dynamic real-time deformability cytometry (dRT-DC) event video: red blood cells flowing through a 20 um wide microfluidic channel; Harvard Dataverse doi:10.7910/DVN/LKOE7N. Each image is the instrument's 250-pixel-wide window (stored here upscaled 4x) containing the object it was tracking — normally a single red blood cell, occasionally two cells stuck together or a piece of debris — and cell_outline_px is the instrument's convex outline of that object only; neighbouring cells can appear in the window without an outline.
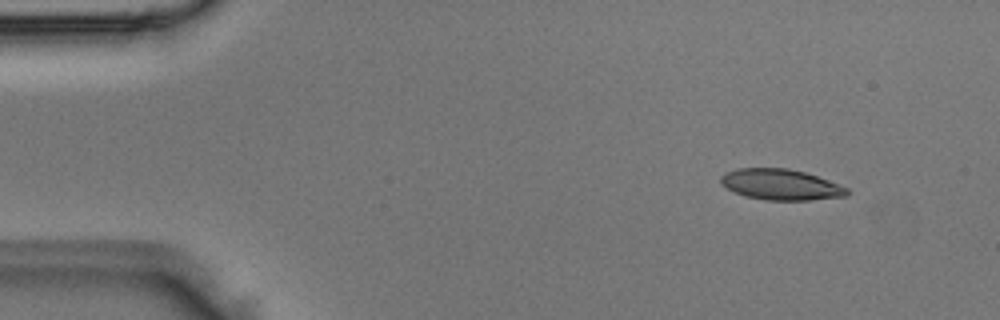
{"species": "Egyptian fruit bat (a non-hibernating species)", "species_latin": "Rousettus aegyptiacus", "temperature_condition": "room temperature", "stored_images_in_passage": 4, "camera_frame_rate_fps": 3000, "um_per_image_px": 0.085, "animal": {"sex": "male"}, "frame": {"image": 1, "passage_image": 2, "time_ms": 0.333, "image_size_px": [1000, 320], "cell_outline_px": [[848, 196], [808, 200], [764, 200], [744, 196], [728, 188], [720, 180], [720, 176], [724, 172], [736, 168], [788, 168], [804, 172], [828, 180], [848, 188]], "centroid_in_image_um": [66.36, 15.68], "position_along_channel_um": 18.6, "area_um2": 22.6}}
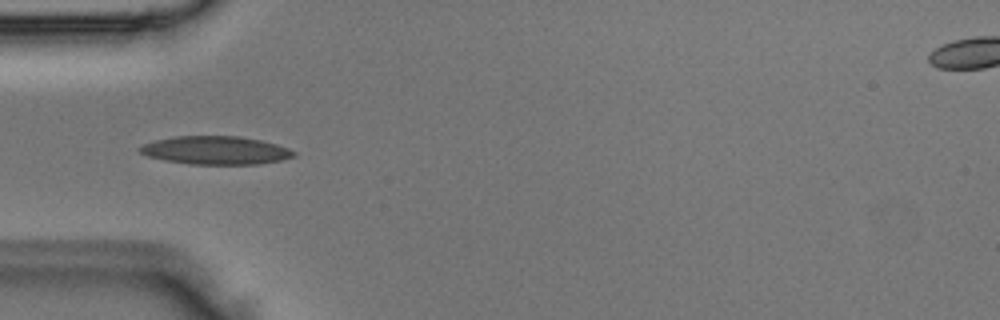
{"frame": {"image": 2, "passage_image": 4, "time_ms": 1.0, "image_size_px": [1000, 320], "cell_outline_px": [[296, 156], [280, 160], [260, 164], [188, 164], [164, 160], [148, 156], [140, 152], [136, 148], [144, 144], [156, 140], [176, 136], [240, 136], [260, 140], [276, 144], [288, 148], [296, 152]], "centroid_in_image_um": [18.33, 12.78], "position_along_channel_um": 66.7, "area_um2": 25.32}}